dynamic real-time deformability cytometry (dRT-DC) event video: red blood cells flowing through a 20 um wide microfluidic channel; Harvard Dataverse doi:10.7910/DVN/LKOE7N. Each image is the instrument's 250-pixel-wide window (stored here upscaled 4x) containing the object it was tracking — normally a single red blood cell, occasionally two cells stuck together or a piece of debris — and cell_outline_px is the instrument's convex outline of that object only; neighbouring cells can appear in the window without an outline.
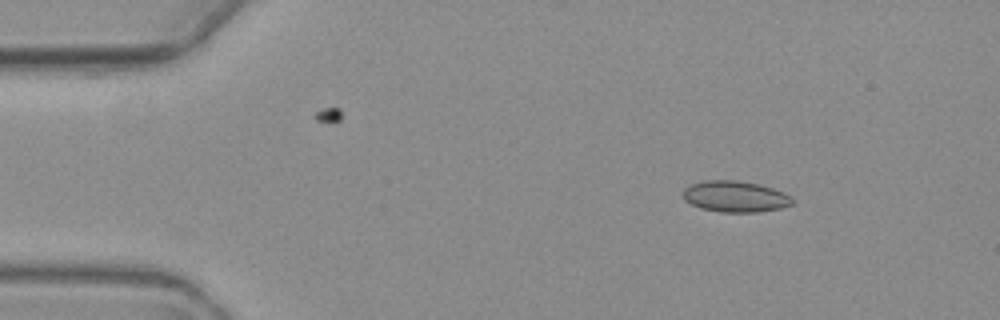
{"species": "common noctule bat (a hibernating species)", "species_latin": "Nyctalus noctula", "temperature_condition": "warm", "stored_images_in_passage": 3, "camera_frame_rate_fps": 3000, "um_per_image_px": 0.085, "animal": {"sex": "female", "body_mass_g": 19.3, "forearm_length_mm": 54.1}, "frame": {"image": 1, "passage_image": 1, "time_ms": 0.0, "image_size_px": [1000, 320], "cell_outline_px": [[792, 204], [780, 208], [756, 212], [720, 212], [700, 208], [684, 200], [684, 188], [692, 184], [704, 180], [736, 180], [756, 184], [772, 188], [784, 192], [792, 200]], "centroid_in_image_um": [62.46, 16.7], "position_along_channel_um": 22.5, "area_um2": 19.59}}
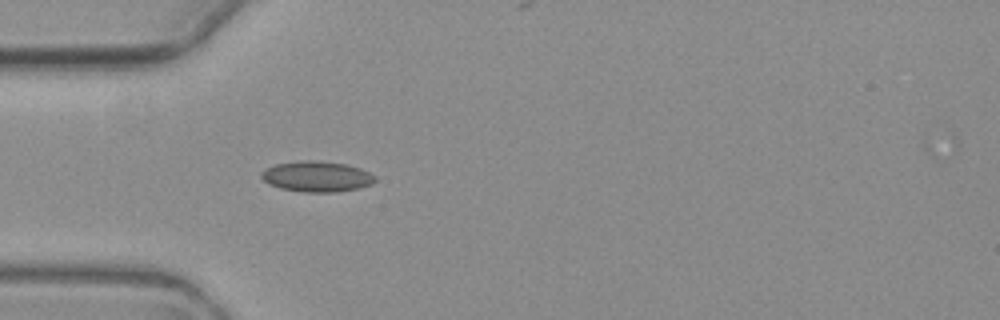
{"frame": {"image": 2, "passage_image": 3, "time_ms": 3.0, "image_size_px": [1000, 320], "cell_outline_px": [[376, 180], [372, 184], [360, 188], [336, 192], [304, 192], [280, 188], [268, 184], [260, 176], [260, 172], [276, 164], [308, 160], [312, 160], [344, 164], [360, 168], [376, 176]], "centroid_in_image_um": [26.94, 15.02], "position_along_channel_um": 58.1, "area_um2": 20.17}}